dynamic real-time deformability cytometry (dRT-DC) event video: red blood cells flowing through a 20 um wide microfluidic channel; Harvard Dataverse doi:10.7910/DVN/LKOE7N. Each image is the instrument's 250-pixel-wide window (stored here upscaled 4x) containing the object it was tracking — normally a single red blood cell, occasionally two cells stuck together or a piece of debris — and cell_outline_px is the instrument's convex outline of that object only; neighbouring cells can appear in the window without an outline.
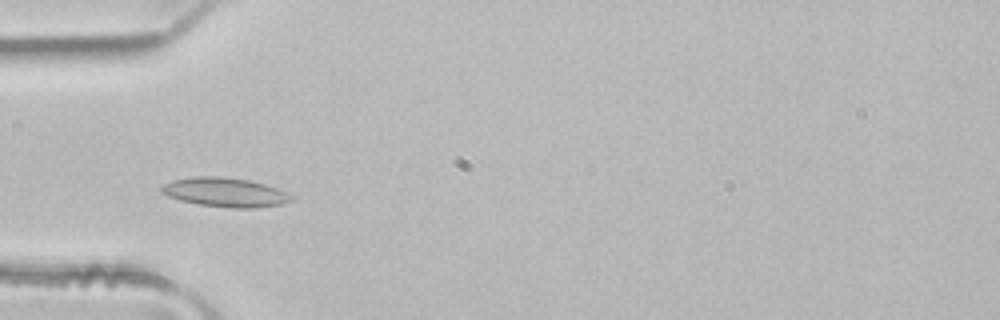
{"species": "common noctule bat (a hibernating species)", "species_latin": "Nyctalus noctula", "temperature_condition": "room temperature", "stored_images_in_passage": 2, "camera_frame_rate_fps": 3000, "um_per_image_px": 0.085, "animal": {"sex": "male", "body_mass_g": 21.5, "forearm_length_mm": 52.0}, "frame": {"image": 1, "passage_image": 2, "time_ms": 0.333, "image_size_px": [1000, 320], "cell_outline_px": [[296, 200], [284, 204], [256, 208], [232, 208], [200, 204], [180, 200], [168, 196], [160, 192], [160, 188], [164, 184], [172, 180], [192, 176], [224, 176], [248, 180], [264, 184], [288, 192], [296, 196]], "centroid_in_image_um": [19.19, 16.34], "position_along_channel_um": 65.8, "area_um2": 22.43}}